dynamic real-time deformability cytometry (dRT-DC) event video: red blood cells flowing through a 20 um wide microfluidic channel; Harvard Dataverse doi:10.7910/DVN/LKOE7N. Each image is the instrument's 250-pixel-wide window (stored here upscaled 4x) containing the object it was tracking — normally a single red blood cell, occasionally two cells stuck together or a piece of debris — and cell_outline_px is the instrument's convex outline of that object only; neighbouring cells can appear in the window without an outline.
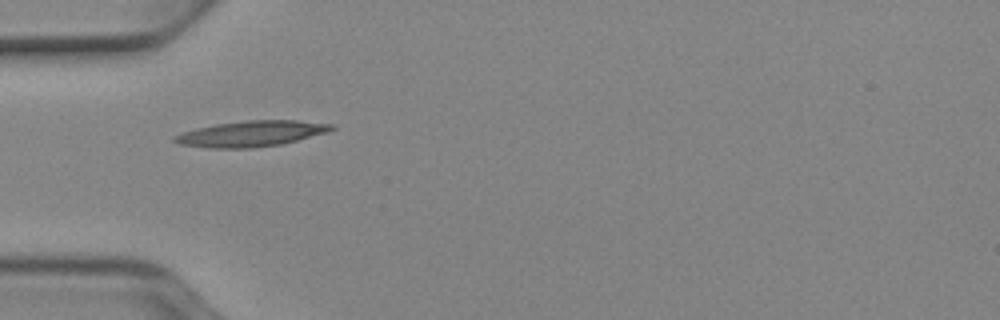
{"species": "Egyptian fruit bat (a non-hibernating species)", "species_latin": "Rousettus aegyptiacus", "temperature_condition": "cold", "stored_images_in_passage": 16, "camera_frame_rate_fps": 3000, "um_per_image_px": 0.085, "animal": {"sex": "female"}, "frame": {"image": 1, "passage_image": 1, "time_ms": 0.0, "image_size_px": [1000, 320], "cell_outline_px": [[336, 128], [328, 132], [280, 144], [252, 148], [208, 148], [180, 144], [172, 140], [172, 136], [196, 128], [216, 124], [248, 120], [296, 120], [336, 124]], "centroid_in_image_um": [21.37, 11.36], "position_along_channel_um": 63.6, "area_um2": 23.52}}